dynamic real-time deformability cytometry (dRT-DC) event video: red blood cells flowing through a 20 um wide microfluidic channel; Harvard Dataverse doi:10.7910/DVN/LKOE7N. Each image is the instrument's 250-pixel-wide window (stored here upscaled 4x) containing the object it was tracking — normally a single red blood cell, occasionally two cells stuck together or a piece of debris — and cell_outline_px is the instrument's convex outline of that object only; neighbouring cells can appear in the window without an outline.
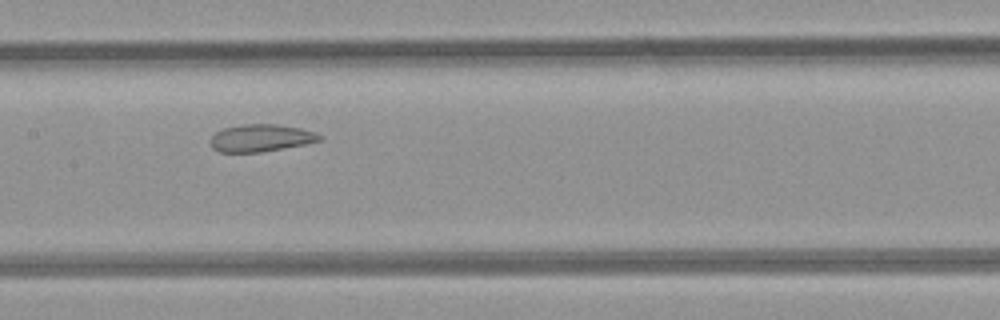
{"species": "common noctule bat (a hibernating species)", "species_latin": "Nyctalus noctula", "temperature_condition": "room temperature", "stored_images_in_passage": 9, "camera_frame_rate_fps": 3000, "um_per_image_px": 0.085, "animal": {"sex": "female", "body_mass_g": 21.9}, "frame": {"image": 1, "passage_image": 6, "time_ms": 5.667, "image_size_px": [1000, 320], "cell_outline_px": [[320, 140], [304, 144], [260, 152], [220, 152], [212, 148], [208, 140], [216, 132], [224, 128], [244, 124], [276, 124], [300, 128], [316, 132], [320, 136]], "centroid_in_image_um": [22.12, 11.72], "position_along_channel_um": 185.3, "area_um2": 17.22}}
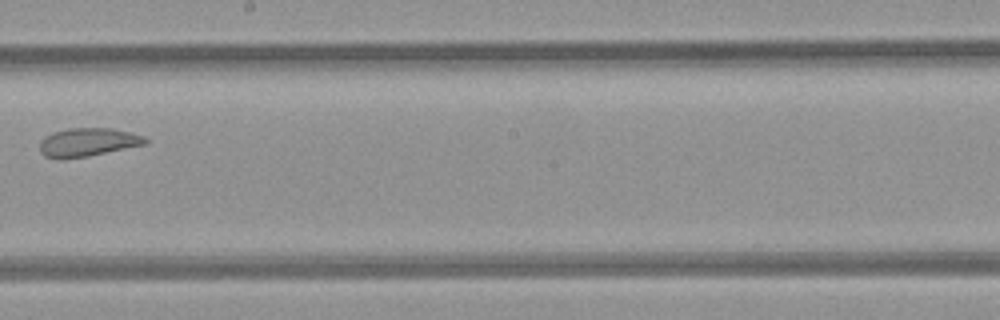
{"frame": {"image": 2, "passage_image": 7, "time_ms": 7.0, "image_size_px": [1000, 320], "cell_outline_px": [[148, 144], [88, 156], [60, 160], [44, 156], [40, 152], [40, 140], [44, 136], [52, 132], [68, 128], [112, 128], [132, 132], [144, 136], [148, 140]], "centroid_in_image_um": [7.46, 12.09], "position_along_channel_um": 240.7, "area_um2": 17.86}}
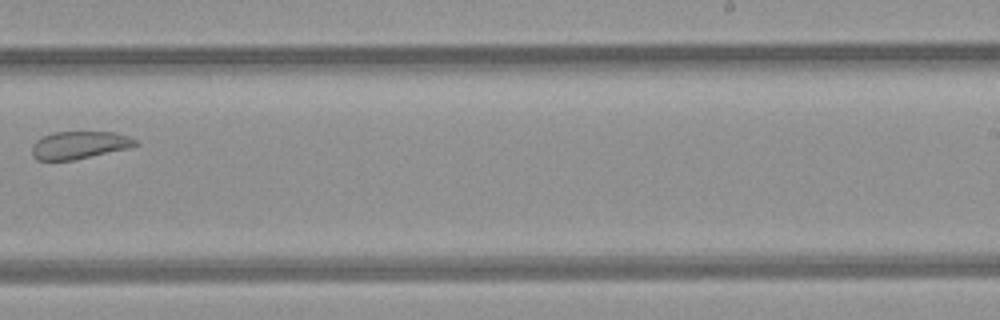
{"frame": {"image": 3, "passage_image": 8, "time_ms": 8.0, "image_size_px": [1000, 320], "cell_outline_px": [[140, 144], [128, 148], [72, 160], [36, 160], [32, 156], [32, 144], [36, 140], [52, 132], [112, 132], [128, 136], [136, 140]], "centroid_in_image_um": [6.71, 12.33], "position_along_channel_um": 282.3, "area_um2": 16.53}}